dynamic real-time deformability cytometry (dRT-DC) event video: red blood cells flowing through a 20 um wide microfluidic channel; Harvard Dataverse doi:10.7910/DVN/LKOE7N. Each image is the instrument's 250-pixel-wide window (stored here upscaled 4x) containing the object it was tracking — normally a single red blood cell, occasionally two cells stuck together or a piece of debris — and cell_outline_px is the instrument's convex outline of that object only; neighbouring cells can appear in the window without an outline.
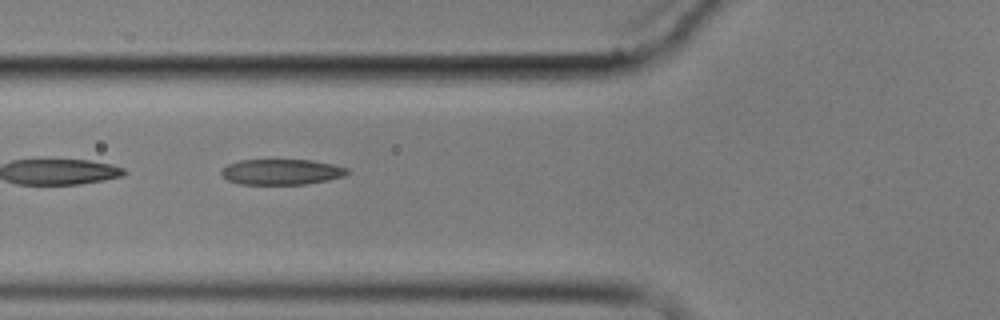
{"species": "common noctule bat (a hibernating species)", "species_latin": "Nyctalus noctula", "temperature_condition": "cold", "stored_images_in_passage": 6, "camera_frame_rate_fps": 3000, "um_per_image_px": 0.085, "animal": {"sex": "male", "body_mass_g": 17.9}, "frame": {"image": 1, "passage_image": 5, "time_ms": 4.667, "image_size_px": [1000, 320], "cell_outline_px": [[348, 172], [344, 176], [328, 180], [304, 184], [240, 184], [228, 180], [220, 176], [220, 172], [228, 164], [240, 160], [312, 160], [332, 164], [348, 168]], "centroid_in_image_um": [23.91, 14.61], "position_along_channel_um": 101.9, "area_um2": 18.73}}